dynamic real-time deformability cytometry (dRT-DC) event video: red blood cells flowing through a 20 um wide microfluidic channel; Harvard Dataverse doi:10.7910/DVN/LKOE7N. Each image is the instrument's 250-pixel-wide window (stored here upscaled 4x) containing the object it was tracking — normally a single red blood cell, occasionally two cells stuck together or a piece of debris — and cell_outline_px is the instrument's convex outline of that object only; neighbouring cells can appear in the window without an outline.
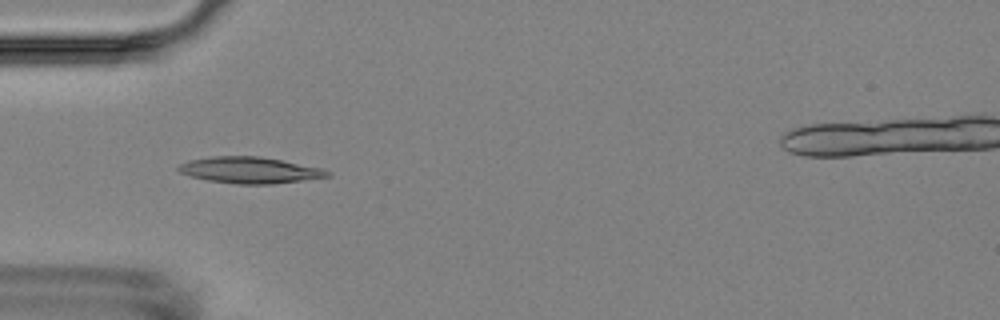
{"species": "Egyptian fruit bat (a non-hibernating species)", "species_latin": "Rousettus aegyptiacus", "temperature_condition": "room temperature", "stored_images_in_passage": 3, "camera_frame_rate_fps": 3000, "um_per_image_px": 0.085, "animal": {"sex": "female"}, "frame": {"image": 1, "passage_image": 2, "time_ms": 1.333, "image_size_px": [1000, 320], "cell_outline_px": [[332, 176], [272, 184], [236, 184], [208, 180], [192, 176], [180, 172], [176, 168], [180, 164], [188, 160], [212, 156], [260, 156], [320, 168], [332, 172]], "centroid_in_image_um": [21.22, 14.46], "position_along_channel_um": 63.8, "area_um2": 22.66}}